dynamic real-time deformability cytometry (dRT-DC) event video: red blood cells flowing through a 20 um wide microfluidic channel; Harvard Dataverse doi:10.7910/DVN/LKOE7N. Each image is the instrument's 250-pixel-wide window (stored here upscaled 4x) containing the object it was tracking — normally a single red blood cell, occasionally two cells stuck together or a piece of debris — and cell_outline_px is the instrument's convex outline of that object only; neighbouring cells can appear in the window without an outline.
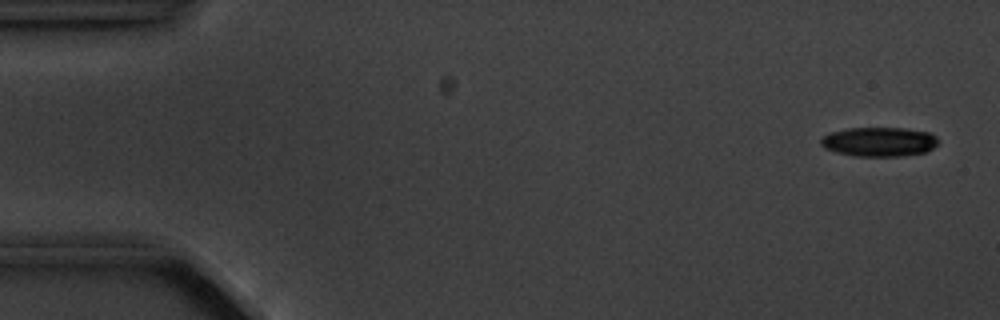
{"species": "common noctule bat (a hibernating species)", "species_latin": "Nyctalus noctula", "temperature_condition": "cold", "stored_images_in_passage": 9, "camera_frame_rate_fps": 3000, "um_per_image_px": 0.085, "animal": {"sex": "male", "body_mass_g": 20.1, "forearm_length_mm": 53.5}, "frame": {"image": 1, "passage_image": 1, "time_ms": 0.0, "image_size_px": [1000, 320], "cell_outline_px": [[936, 144], [928, 152], [900, 156], [856, 156], [836, 152], [824, 148], [820, 144], [820, 140], [824, 136], [832, 132], [848, 128], [904, 128], [928, 132], [936, 136]], "centroid_in_image_um": [74.71, 12.05], "position_along_channel_um": 10.3, "area_um2": 19.94}}